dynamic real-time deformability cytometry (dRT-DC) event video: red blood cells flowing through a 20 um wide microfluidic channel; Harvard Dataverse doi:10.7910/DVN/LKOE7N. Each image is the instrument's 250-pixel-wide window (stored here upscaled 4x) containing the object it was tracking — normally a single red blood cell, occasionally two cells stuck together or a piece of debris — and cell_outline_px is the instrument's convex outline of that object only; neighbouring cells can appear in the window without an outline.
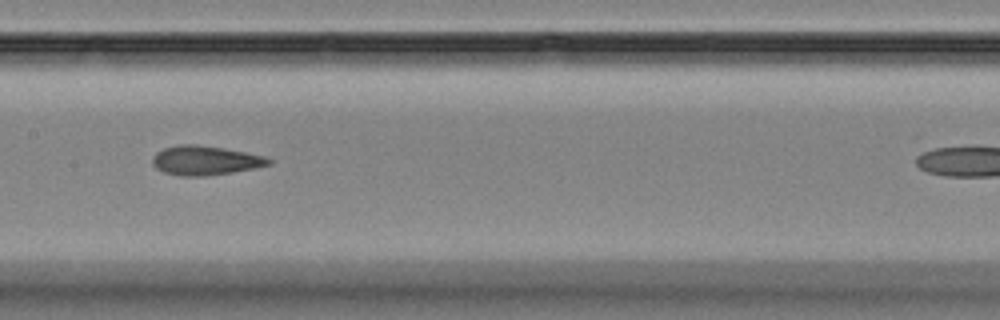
{"species": "Egyptian fruit bat (a non-hibernating species)", "species_latin": "Rousettus aegyptiacus", "temperature_condition": "room temperature", "stored_images_in_passage": 7, "camera_frame_rate_fps": 3000, "um_per_image_px": 0.085, "animal": {"sex": "female"}, "frame": {"image": 1, "passage_image": 6, "time_ms": 5.333, "image_size_px": [1000, 320], "cell_outline_px": [[272, 164], [232, 172], [204, 176], [180, 176], [164, 172], [156, 168], [152, 164], [152, 156], [156, 152], [164, 148], [180, 144], [196, 144], [224, 148], [264, 156], [272, 160]], "centroid_in_image_um": [17.4, 13.63], "position_along_channel_um": 190.0, "area_um2": 19.77}}